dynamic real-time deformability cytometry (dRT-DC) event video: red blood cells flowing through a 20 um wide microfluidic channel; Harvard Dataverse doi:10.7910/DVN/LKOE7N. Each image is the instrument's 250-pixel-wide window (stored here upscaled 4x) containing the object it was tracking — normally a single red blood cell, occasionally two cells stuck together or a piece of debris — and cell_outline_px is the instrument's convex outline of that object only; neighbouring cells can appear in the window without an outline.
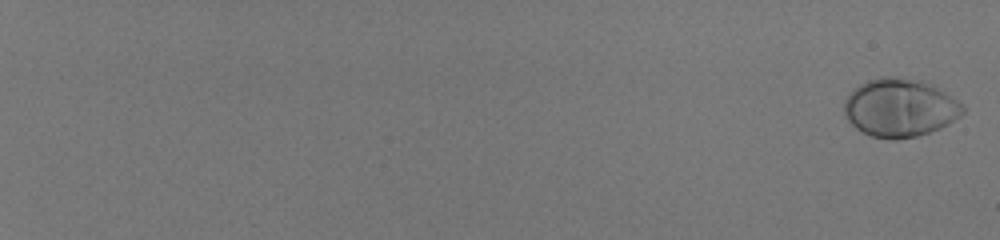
{"species": "human", "species_latin": "Homo sapiens", "temperature_condition": "room temperature", "stored_images_in_passage": 59, "camera_frame_rate_fps": 3000, "um_per_image_px": 0.085, "donor": {"sex": "male"}, "frame": {"image": 1, "passage_image": 2, "time_ms": 0.333, "image_size_px": [1000, 240], "cell_outline_px": [[964, 112], [960, 116], [948, 124], [940, 128], [916, 136], [896, 140], [892, 140], [872, 136], [856, 128], [844, 116], [844, 100], [860, 84], [868, 80], [880, 76], [892, 76], [920, 80], [932, 84], [964, 104]], "centroid_in_image_um": [76.5, 9.16], "position_along_channel_um": 8.5, "area_um2": 40.29}}
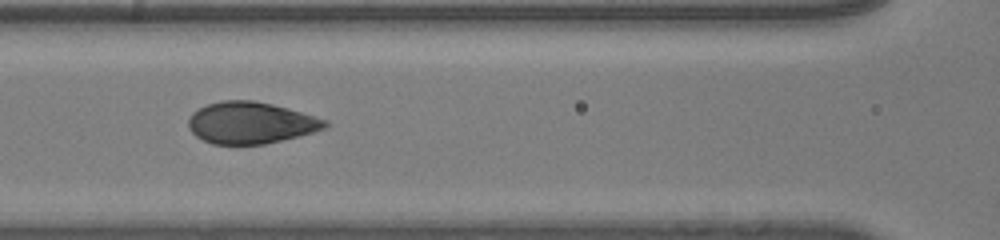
{"frame": {"image": 2, "passage_image": 34, "time_ms": 11.0, "image_size_px": [1000, 240], "cell_outline_px": [[328, 124], [324, 128], [312, 132], [264, 144], [212, 144], [196, 136], [188, 128], [188, 120], [192, 112], [208, 104], [224, 100], [252, 100], [272, 104], [288, 108], [328, 120]], "centroid_in_image_um": [21.28, 10.43], "position_along_channel_um": 145.3, "area_um2": 32.89}}
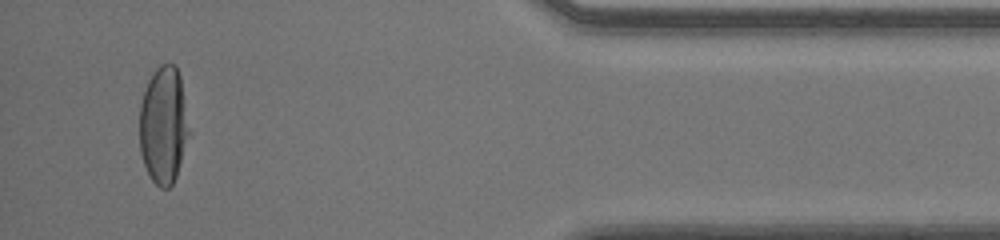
{"frame": {"image": 3, "passage_image": 57, "time_ms": 18.667, "image_size_px": [1000, 240], "cell_outline_px": [[192, 132], [176, 176], [172, 184], [168, 188], [160, 188], [152, 180], [144, 164], [140, 152], [140, 104], [148, 80], [156, 68], [160, 64], [176, 64], [180, 76]], "centroid_in_image_um": [13.94, 10.63], "position_along_channel_um": 421.3, "area_um2": 34.45}}